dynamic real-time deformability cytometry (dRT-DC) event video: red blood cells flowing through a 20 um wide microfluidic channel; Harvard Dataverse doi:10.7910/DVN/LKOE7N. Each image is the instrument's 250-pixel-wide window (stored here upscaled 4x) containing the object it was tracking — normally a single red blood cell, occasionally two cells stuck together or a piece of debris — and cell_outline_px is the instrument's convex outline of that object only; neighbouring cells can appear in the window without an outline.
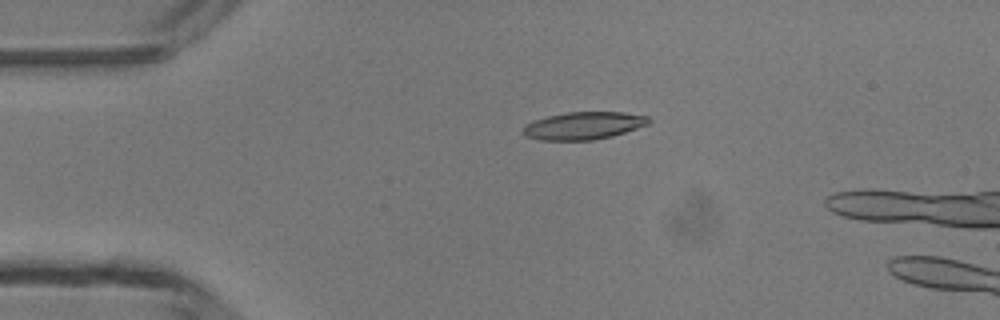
{"species": "common noctule bat (a hibernating species)", "species_latin": "Nyctalus noctula", "temperature_condition": "room temperature", "stored_images_in_passage": 4, "camera_frame_rate_fps": 3000, "um_per_image_px": 0.085, "animal": {"sex": "male", "body_mass_g": 13.3}, "frame": {"image": 1, "passage_image": 3, "time_ms": 2.333, "image_size_px": [1000, 320], "cell_outline_px": [[652, 120], [648, 124], [612, 136], [592, 140], [540, 140], [524, 136], [520, 132], [520, 128], [524, 124], [548, 116], [568, 112], [624, 112], [648, 116]], "centroid_in_image_um": [49.55, 10.68], "position_along_channel_um": 35.4, "area_um2": 20.29}}